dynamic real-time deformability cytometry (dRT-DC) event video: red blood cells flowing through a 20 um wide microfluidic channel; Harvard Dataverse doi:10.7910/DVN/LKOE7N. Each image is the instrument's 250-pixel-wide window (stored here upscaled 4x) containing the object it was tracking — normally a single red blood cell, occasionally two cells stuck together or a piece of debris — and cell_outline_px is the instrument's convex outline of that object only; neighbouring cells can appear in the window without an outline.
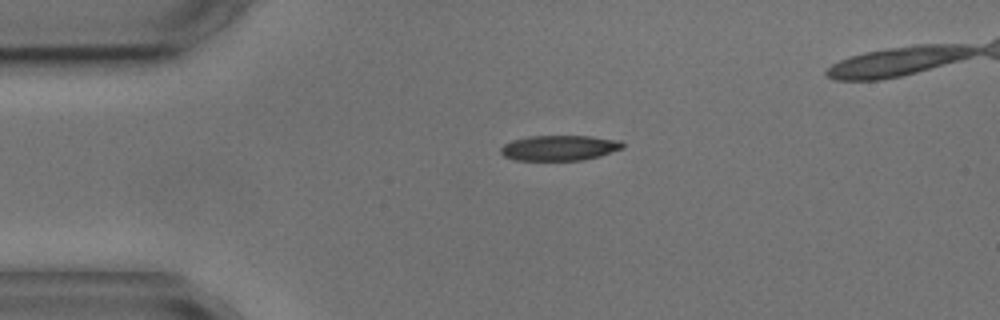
{"species": "common noctule bat (a hibernating species)", "species_latin": "Nyctalus noctula", "temperature_condition": "cold", "stored_images_in_passage": 3, "camera_frame_rate_fps": 3000, "um_per_image_px": 0.085, "animal": {"sex": "male", "body_mass_g": 17.9, "forearm_length_mm": 54.2}, "frame": {"image": 1, "passage_image": 1, "time_ms": 0.0, "image_size_px": [1000, 320], "cell_outline_px": [[624, 148], [600, 156], [584, 160], [516, 160], [504, 156], [500, 152], [500, 148], [504, 144], [512, 140], [528, 136], [592, 136], [620, 140], [624, 144]], "centroid_in_image_um": [47.57, 12.57], "position_along_channel_um": 37.4, "area_um2": 18.09}}